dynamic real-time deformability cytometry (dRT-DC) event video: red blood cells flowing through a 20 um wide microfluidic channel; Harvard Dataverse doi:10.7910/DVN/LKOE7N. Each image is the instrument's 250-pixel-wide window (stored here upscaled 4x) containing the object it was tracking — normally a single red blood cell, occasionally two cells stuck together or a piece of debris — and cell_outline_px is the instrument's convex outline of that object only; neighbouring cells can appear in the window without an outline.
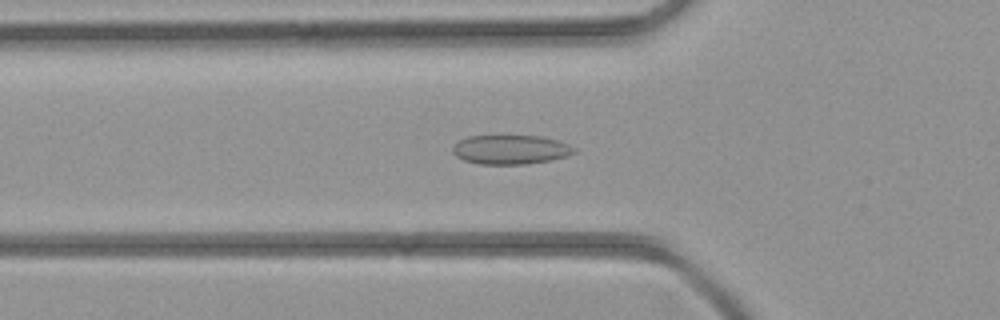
{"species": "common noctule bat (a hibernating species)", "species_latin": "Nyctalus noctula", "temperature_condition": "room temperature", "stored_images_in_passage": 39, "camera_frame_rate_fps": 3000, "um_per_image_px": 0.085, "animal": {"sex": "female", "body_mass_g": 21.9}, "frame": {"image": 1, "passage_image": 10, "time_ms": 3.0, "image_size_px": [1000, 320], "cell_outline_px": [[576, 152], [568, 156], [552, 160], [524, 164], [480, 164], [464, 160], [456, 156], [452, 152], [452, 148], [460, 140], [468, 136], [540, 136], [556, 140], [568, 144], [576, 148]], "centroid_in_image_um": [43.42, 12.72], "position_along_channel_um": 82.4, "area_um2": 20.63}}
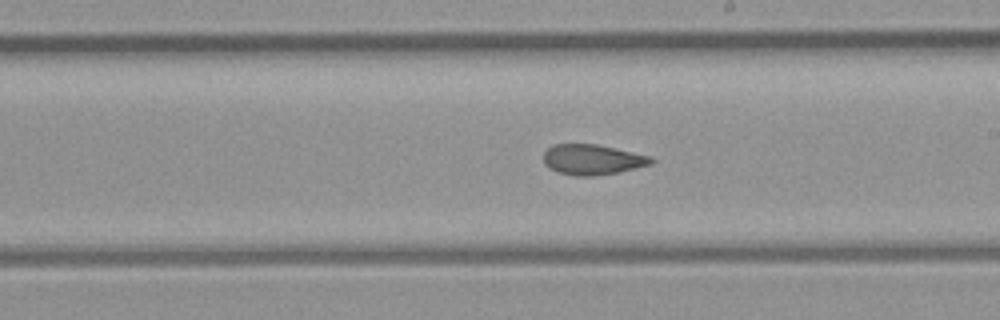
{"frame": {"image": 2, "passage_image": 20, "time_ms": 6.333, "image_size_px": [1000, 320], "cell_outline_px": [[656, 160], [652, 164], [620, 172], [592, 176], [576, 176], [560, 172], [544, 164], [544, 152], [552, 144], [596, 144], [652, 156]], "centroid_in_image_um": [50.4, 13.56], "position_along_channel_um": 238.6, "area_um2": 19.02}}
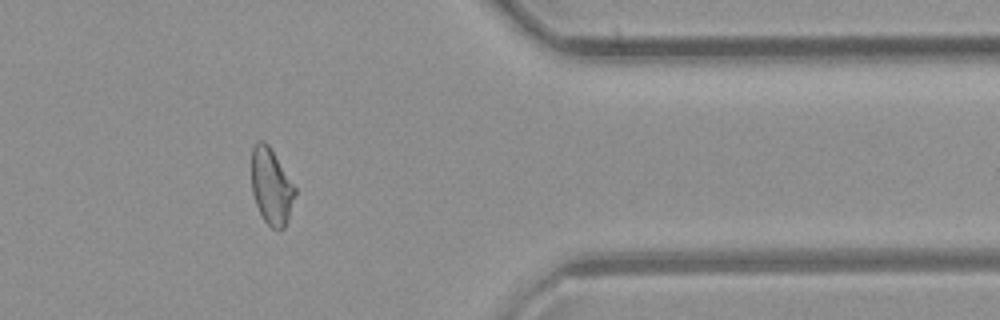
{"frame": {"image": 3, "passage_image": 31, "time_ms": 10.0, "image_size_px": [1000, 320], "cell_outline_px": [[296, 192], [288, 220], [284, 228], [272, 228], [264, 220], [256, 204], [252, 192], [252, 148], [260, 140], [264, 140], [268, 144], [296, 188]], "centroid_in_image_um": [23.06, 15.85], "position_along_channel_um": 388.3, "area_um2": 19.02}}